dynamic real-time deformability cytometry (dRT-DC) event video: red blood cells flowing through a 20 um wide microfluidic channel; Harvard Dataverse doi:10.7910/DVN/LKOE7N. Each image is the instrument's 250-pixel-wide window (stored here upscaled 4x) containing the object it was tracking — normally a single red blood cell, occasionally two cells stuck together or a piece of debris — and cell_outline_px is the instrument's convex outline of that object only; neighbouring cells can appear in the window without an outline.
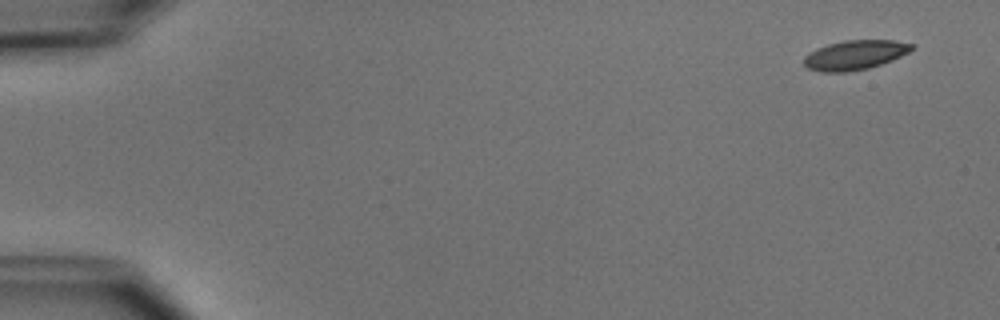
{"species": "common noctule bat (a hibernating species)", "species_latin": "Nyctalus noctula", "temperature_condition": "cold", "stored_images_in_passage": 7, "camera_frame_rate_fps": 3000, "um_per_image_px": 0.085, "animal": {"sex": "male", "body_mass_g": 15.6}, "frame": {"image": 1, "passage_image": 1, "time_ms": 0.0, "image_size_px": [1000, 320], "cell_outline_px": [[912, 48], [908, 52], [892, 60], [868, 68], [848, 72], [820, 72], [808, 68], [804, 64], [804, 56], [816, 48], [828, 44], [844, 40], [896, 40], [912, 44]], "centroid_in_image_um": [72.63, 4.67], "position_along_channel_um": 12.4, "area_um2": 18.44}}
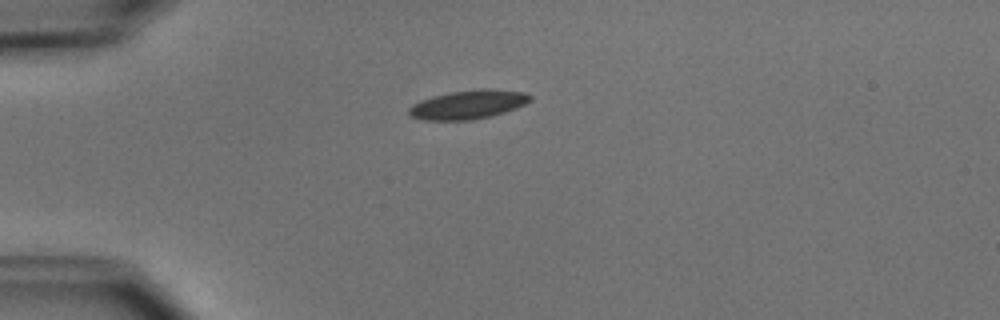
{"frame": {"image": 2, "passage_image": 4, "time_ms": 3.667, "image_size_px": [1000, 320], "cell_outline_px": [[532, 100], [516, 108], [492, 116], [472, 120], [424, 120], [412, 116], [408, 112], [408, 108], [412, 104], [420, 100], [432, 96], [448, 92], [480, 88], [488, 88], [524, 92], [532, 96]], "centroid_in_image_um": [39.79, 8.88], "position_along_channel_um": 45.2, "area_um2": 20.58}}
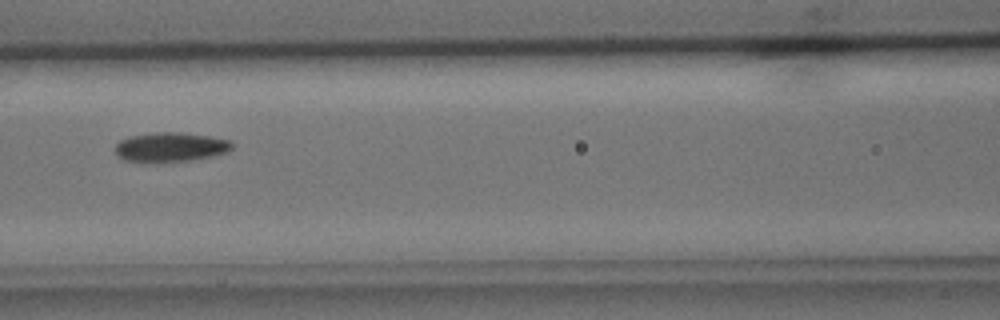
{"frame": {"image": 3, "passage_image": 7, "time_ms": 7.0, "image_size_px": [1000, 320], "cell_outline_px": [[232, 148], [228, 152], [212, 156], [192, 160], [124, 160], [116, 152], [116, 144], [120, 140], [128, 136], [156, 132], [176, 132], [208, 136], [232, 140]], "centroid_in_image_um": [14.54, 12.46], "position_along_channel_um": 152.1, "area_um2": 19.42}}